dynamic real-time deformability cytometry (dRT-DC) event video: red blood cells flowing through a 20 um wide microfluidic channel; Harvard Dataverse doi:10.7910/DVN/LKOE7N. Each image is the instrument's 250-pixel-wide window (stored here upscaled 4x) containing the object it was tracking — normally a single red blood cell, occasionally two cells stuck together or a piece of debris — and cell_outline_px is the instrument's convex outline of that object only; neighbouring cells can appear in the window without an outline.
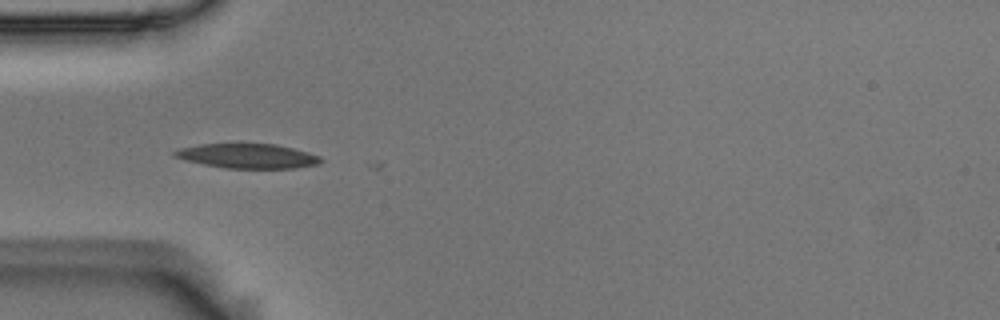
{"species": "Egyptian fruit bat (a non-hibernating species)", "species_latin": "Rousettus aegyptiacus", "temperature_condition": "room temperature", "stored_images_in_passage": 2, "camera_frame_rate_fps": 3000, "um_per_image_px": 0.085, "animal": {"sex": "male"}, "frame": {"image": 1, "passage_image": 1, "time_ms": 0.0, "image_size_px": [1000, 320], "cell_outline_px": [[324, 160], [320, 164], [296, 168], [224, 168], [184, 160], [172, 156], [172, 152], [180, 148], [200, 144], [236, 140], [276, 144], [308, 152], [320, 156]], "centroid_in_image_um": [21.01, 13.21], "position_along_channel_um": 64.0, "area_um2": 22.08}}